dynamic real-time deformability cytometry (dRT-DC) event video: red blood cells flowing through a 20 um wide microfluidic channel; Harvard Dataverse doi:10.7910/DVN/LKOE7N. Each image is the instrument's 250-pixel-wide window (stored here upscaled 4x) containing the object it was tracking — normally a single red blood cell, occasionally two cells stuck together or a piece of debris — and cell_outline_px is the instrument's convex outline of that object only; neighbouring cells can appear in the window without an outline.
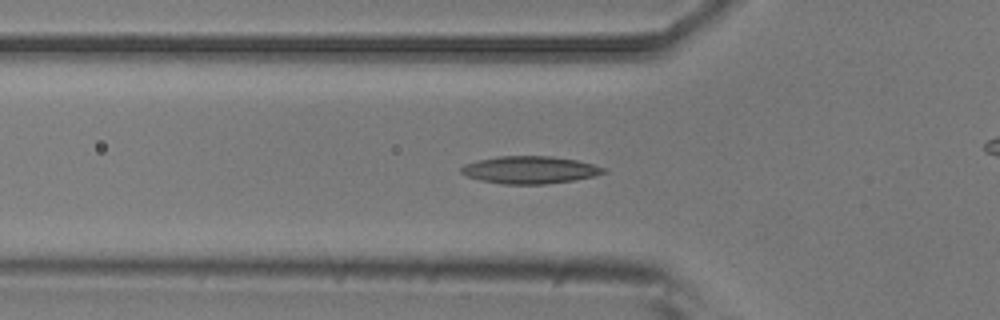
{"species": "common noctule bat (a hibernating species)", "species_latin": "Nyctalus noctula", "temperature_condition": "room temperature", "stored_images_in_passage": 42, "camera_frame_rate_fps": 3000, "um_per_image_px": 0.085, "animal": {"sex": "male", "body_mass_g": 20.5, "forearm_length_mm": 52.5}, "frame": {"image": 1, "passage_image": 17, "time_ms": 5.333, "image_size_px": [1000, 320], "cell_outline_px": [[608, 172], [596, 176], [572, 180], [544, 184], [504, 184], [480, 180], [468, 176], [460, 172], [460, 168], [464, 164], [496, 156], [552, 156], [576, 160], [592, 164], [604, 168]], "centroid_in_image_um": [45.04, 14.44], "position_along_channel_um": 80.8, "area_um2": 22.66}}
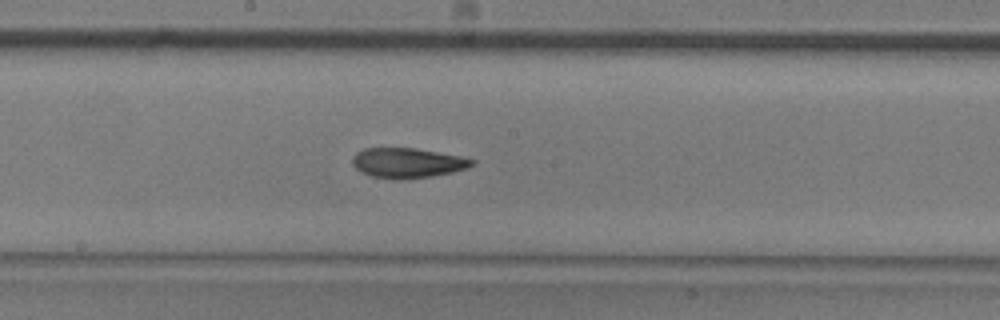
{"frame": {"image": 2, "passage_image": 27, "time_ms": 8.667, "image_size_px": [1000, 320], "cell_outline_px": [[476, 164], [468, 168], [452, 172], [432, 176], [400, 180], [396, 180], [372, 176], [356, 168], [352, 164], [352, 156], [356, 152], [364, 148], [416, 148], [460, 156], [476, 160]], "centroid_in_image_um": [34.66, 13.84], "position_along_channel_um": 213.5, "area_um2": 20.98}}
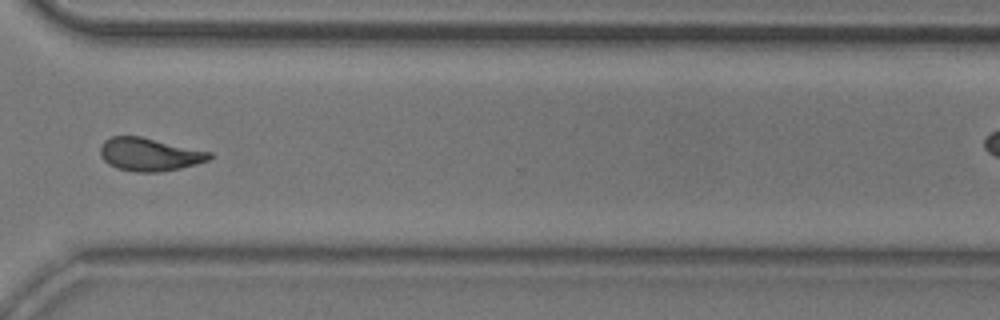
{"frame": {"image": 3, "passage_image": 38, "time_ms": 12.333, "image_size_px": [1000, 320], "cell_outline_px": [[212, 156], [208, 160], [196, 164], [180, 168], [160, 172], [136, 172], [116, 168], [108, 164], [100, 156], [100, 144], [104, 140], [112, 136], [140, 136], [212, 152]], "centroid_in_image_um": [12.67, 13.12], "position_along_channel_um": 357.9, "area_um2": 21.1}}